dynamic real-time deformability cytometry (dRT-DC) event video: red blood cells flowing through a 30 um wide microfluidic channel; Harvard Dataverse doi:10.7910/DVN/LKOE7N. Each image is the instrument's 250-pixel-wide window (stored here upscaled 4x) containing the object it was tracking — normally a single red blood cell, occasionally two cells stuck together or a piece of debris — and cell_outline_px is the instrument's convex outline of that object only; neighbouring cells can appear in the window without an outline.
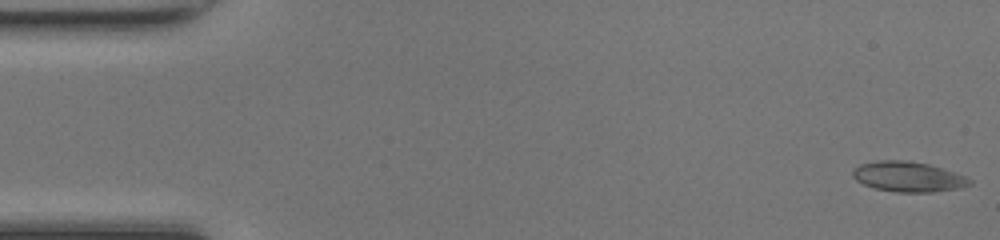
{"species": "common noctule bat (a hibernating species)", "species_latin": "Nyctalus noctula", "temperature_condition": "room temperature", "stored_images_in_passage": 48, "camera_frame_rate_fps": 3000, "um_per_image_px": 0.085, "animal": {"sex": "female", "body_mass_g": 17.0, "forearm_length_mm": 48.0}, "frame": {"image": 1, "passage_image": 1, "time_ms": 0.0, "image_size_px": [1000, 240], "cell_outline_px": [[972, 184], [964, 188], [932, 192], [896, 192], [872, 188], [856, 180], [852, 176], [852, 172], [860, 164], [876, 160], [908, 160], [928, 164], [964, 176], [972, 180]], "centroid_in_image_um": [77.19, 15.03], "position_along_channel_um": 7.8, "area_um2": 20.63}}
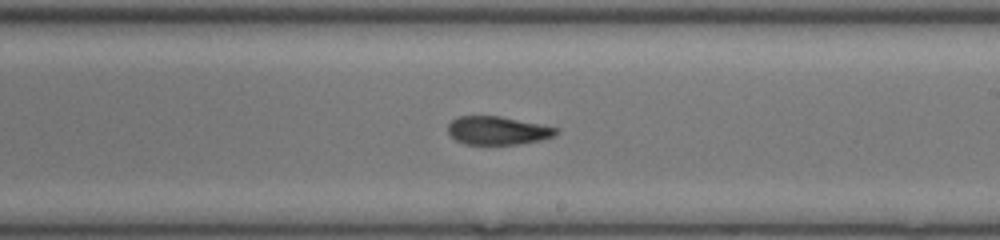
{"frame": {"image": 2, "passage_image": 28, "time_ms": 9.0, "image_size_px": [1000, 240], "cell_outline_px": [[560, 132], [552, 136], [540, 140], [520, 144], [464, 144], [456, 140], [448, 132], [448, 124], [456, 116], [500, 116], [560, 128]], "centroid_in_image_um": [42.3, 11.09], "position_along_channel_um": 246.7, "area_um2": 17.86}}
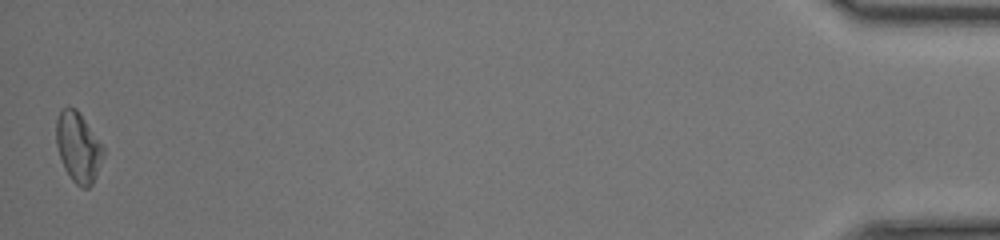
{"frame": {"image": 3, "passage_image": 48, "time_ms": 15.667, "image_size_px": [1000, 240], "cell_outline_px": [[104, 152], [96, 176], [92, 184], [88, 188], [80, 188], [72, 180], [64, 168], [56, 144], [56, 120], [60, 108], [76, 108], [80, 112], [104, 148]], "centroid_in_image_um": [6.63, 12.51], "position_along_channel_um": 428.6, "area_um2": 19.13}, "authors_computed_cell_mechanics": {"area_um2": 19.074, "velocity_mm_per_s": 4.2669, "shape_relaxation_time_tau1_ms": null, "shape_relaxation_time_tau2_ms": 3.4571, "deformation_change_tau1": null, "deformation_change_tau2": 0.1019}}